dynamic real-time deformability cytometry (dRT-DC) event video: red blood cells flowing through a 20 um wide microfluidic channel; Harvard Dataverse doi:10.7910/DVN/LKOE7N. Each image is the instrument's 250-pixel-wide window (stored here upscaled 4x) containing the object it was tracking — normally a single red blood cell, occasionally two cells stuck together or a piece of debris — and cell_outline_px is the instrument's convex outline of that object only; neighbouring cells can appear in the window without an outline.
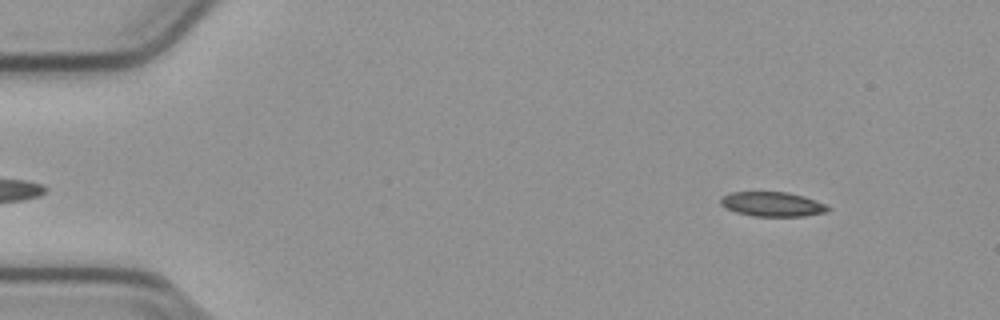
{"species": "common noctule bat (a hibernating species)", "species_latin": "Nyctalus noctula", "temperature_condition": "cold", "stored_images_in_passage": 54, "camera_frame_rate_fps": 3000, "um_per_image_px": 0.085, "animal": {"sex": "male", "body_mass_g": 23.1, "forearm_length_mm": 52.7}, "frame": {"image": 1, "passage_image": 6, "time_ms": 1.667, "image_size_px": [1000, 320], "cell_outline_px": [[832, 208], [828, 212], [804, 216], [752, 216], [736, 212], [720, 204], [720, 196], [732, 192], [788, 192], [804, 196], [824, 204]], "centroid_in_image_um": [65.65, 17.35], "position_along_channel_um": 19.3, "area_um2": 15.37}}
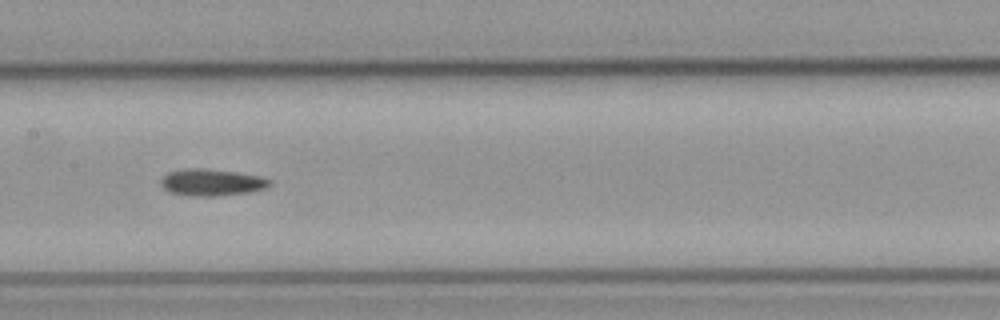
{"frame": {"image": 2, "passage_image": 27, "time_ms": 8.667, "image_size_px": [1000, 320], "cell_outline_px": [[272, 184], [264, 188], [248, 192], [216, 196], [188, 196], [172, 192], [164, 188], [160, 184], [160, 180], [168, 172], [188, 168], [200, 168], [236, 172], [260, 176], [272, 180]], "centroid_in_image_um": [17.99, 15.5], "position_along_channel_um": 189.4, "area_um2": 16.88}}
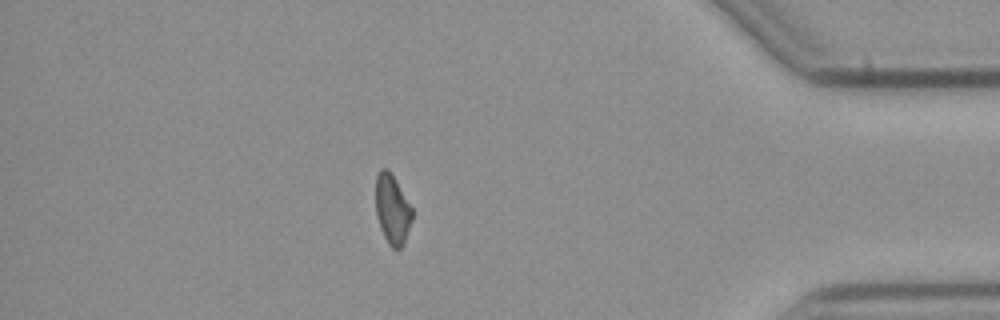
{"frame": {"image": 3, "passage_image": 47, "time_ms": 15.333, "image_size_px": [1000, 320], "cell_outline_px": [[412, 220], [404, 240], [400, 248], [392, 248], [388, 244], [380, 228], [376, 216], [376, 176], [380, 168], [388, 168], [412, 208]], "centroid_in_image_um": [33.32, 17.77], "position_along_channel_um": 401.9, "area_um2": 14.57}}